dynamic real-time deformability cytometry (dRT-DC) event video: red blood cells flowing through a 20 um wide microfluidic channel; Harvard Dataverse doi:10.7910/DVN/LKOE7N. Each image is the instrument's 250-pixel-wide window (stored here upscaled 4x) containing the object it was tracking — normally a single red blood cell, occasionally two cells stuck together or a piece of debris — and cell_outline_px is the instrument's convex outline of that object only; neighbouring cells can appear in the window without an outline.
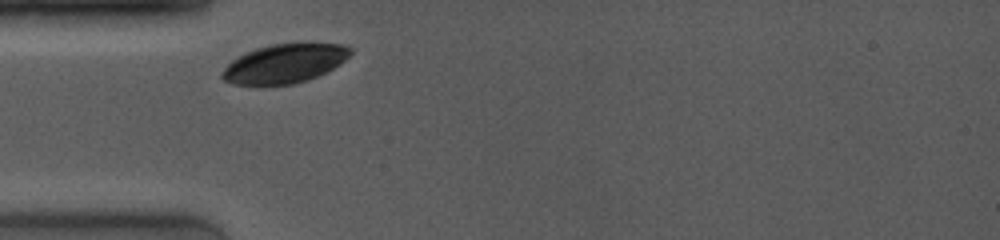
{"species": "common noctule bat (a hibernating species)", "species_latin": "Nyctalus noctula", "temperature_condition": "room temperature", "stored_images_in_passage": 2, "camera_frame_rate_fps": 4000, "um_per_image_px": 0.085, "animal": {"sex": "female", "body_mass_g": 19.0, "forearm_length_mm": 53.3}, "frame": {"image": 1, "passage_image": 1, "time_ms": 0.0, "image_size_px": [1000, 240], "cell_outline_px": [[352, 52], [340, 64], [308, 80], [292, 84], [232, 84], [224, 80], [220, 76], [220, 72], [236, 56], [244, 52], [268, 44], [312, 40], [340, 44], [352, 48]], "centroid_in_image_um": [24.2, 5.33], "position_along_channel_um": 60.8, "area_um2": 29.88}}